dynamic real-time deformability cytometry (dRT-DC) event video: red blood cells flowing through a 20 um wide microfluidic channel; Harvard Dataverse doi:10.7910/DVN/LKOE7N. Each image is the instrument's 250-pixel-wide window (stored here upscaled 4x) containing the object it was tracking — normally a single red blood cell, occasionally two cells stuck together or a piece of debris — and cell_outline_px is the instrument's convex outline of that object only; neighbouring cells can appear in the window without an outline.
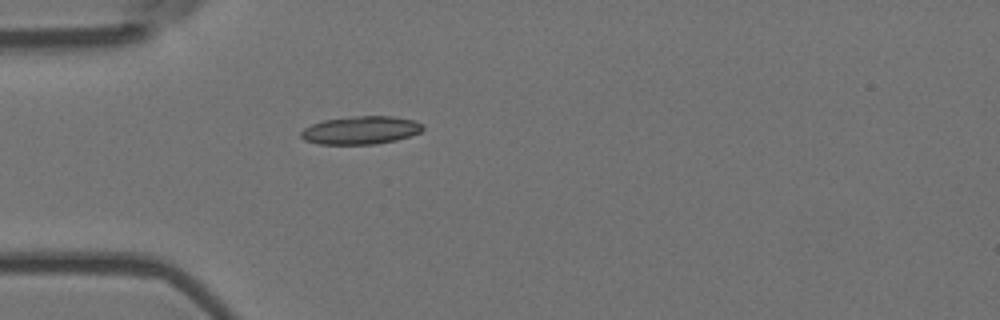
{"species": "Egyptian fruit bat (a non-hibernating species)", "species_latin": "Rousettus aegyptiacus", "temperature_condition": "room temperature", "stored_images_in_passage": 1, "camera_frame_rate_fps": 3000, "um_per_image_px": 0.085, "animal": {"sex": "female"}, "frame": {"image": 1, "passage_image": 1, "time_ms": 0.0, "image_size_px": [1000, 320], "cell_outline_px": [[424, 128], [420, 132], [396, 140], [372, 144], [320, 144], [304, 140], [300, 136], [300, 132], [304, 128], [312, 124], [324, 120], [356, 116], [392, 116], [416, 120], [424, 124]], "centroid_in_image_um": [30.68, 11.06], "position_along_channel_um": 54.3, "area_um2": 19.88}}